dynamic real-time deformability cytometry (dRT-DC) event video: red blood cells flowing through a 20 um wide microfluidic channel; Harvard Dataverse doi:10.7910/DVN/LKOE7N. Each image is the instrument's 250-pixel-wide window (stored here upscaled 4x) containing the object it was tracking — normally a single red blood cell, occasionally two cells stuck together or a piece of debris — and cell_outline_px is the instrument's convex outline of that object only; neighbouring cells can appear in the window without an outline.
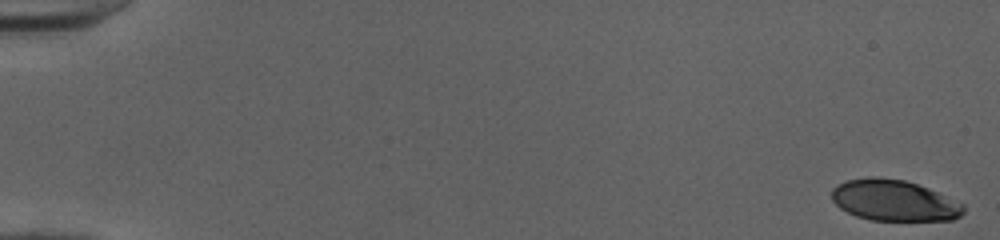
{"species": "human", "species_latin": "Homo sapiens", "temperature_condition": "cold", "stored_images_in_passage": 52, "camera_frame_rate_fps": 3000, "um_per_image_px": 0.085, "donor": {"sex": "female"}, "frame": {"image": 1, "passage_image": 1, "time_ms": 0.0, "image_size_px": [1000, 240], "cell_outline_px": [[964, 212], [960, 216], [952, 220], [872, 220], [856, 216], [840, 208], [832, 200], [832, 188], [848, 180], [872, 176], [876, 176], [904, 180], [928, 188], [964, 204]], "centroid_in_image_um": [75.99, 17.04], "position_along_channel_um": 9.0, "area_um2": 31.33}}
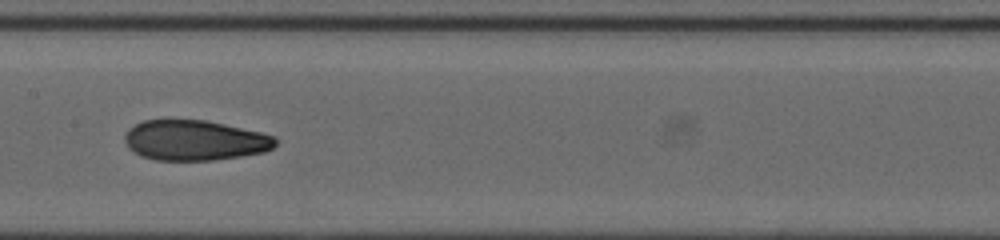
{"frame": {"image": 2, "passage_image": 28, "time_ms": 9.0, "image_size_px": [1000, 240], "cell_outline_px": [[276, 144], [272, 148], [264, 152], [216, 160], [156, 160], [140, 156], [128, 148], [124, 140], [124, 136], [128, 128], [144, 120], [164, 116], [204, 120], [224, 124], [260, 132], [276, 136]], "centroid_in_image_um": [16.48, 11.89], "position_along_channel_um": 190.9, "area_um2": 36.24}}
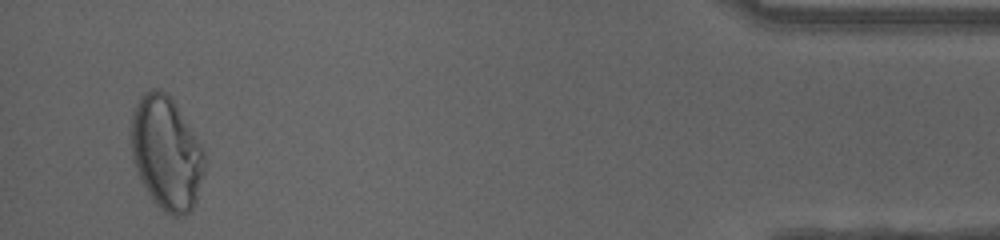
{"frame": {"image": 3, "passage_image": 50, "time_ms": 16.333, "image_size_px": [1000, 240], "cell_outline_px": [[204, 172], [196, 200], [192, 208], [184, 216], [172, 216], [164, 212], [152, 200], [140, 180], [132, 160], [128, 136], [132, 108], [140, 96], [144, 92], [152, 88], [156, 88], [168, 92], [172, 96], [200, 144], [204, 152]], "centroid_in_image_um": [14.08, 12.96], "position_along_channel_um": 421.1, "area_um2": 49.48}, "authors_computed_cell_mechanics": {"area_um2": 35.5181, "velocity_mm_per_s": 4.0455, "shape_relaxation_time_tau1_ms": 9.8508, "shape_relaxation_time_tau2_ms": 1.7497, "deformation_change_tau1": 0.2796, "deformation_change_tau2": 0.0862}}